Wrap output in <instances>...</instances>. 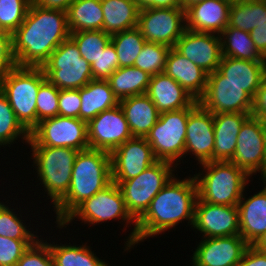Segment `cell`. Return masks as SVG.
I'll return each mask as SVG.
<instances>
[{"label": "cell", "mask_w": 266, "mask_h": 266, "mask_svg": "<svg viewBox=\"0 0 266 266\" xmlns=\"http://www.w3.org/2000/svg\"><path fill=\"white\" fill-rule=\"evenodd\" d=\"M75 0H33V3L45 9H54L67 12Z\"/></svg>", "instance_id": "816d5d0a"}, {"label": "cell", "mask_w": 266, "mask_h": 266, "mask_svg": "<svg viewBox=\"0 0 266 266\" xmlns=\"http://www.w3.org/2000/svg\"><path fill=\"white\" fill-rule=\"evenodd\" d=\"M157 161L145 137H132L111 153L112 181L119 185Z\"/></svg>", "instance_id": "2e32d148"}, {"label": "cell", "mask_w": 266, "mask_h": 266, "mask_svg": "<svg viewBox=\"0 0 266 266\" xmlns=\"http://www.w3.org/2000/svg\"><path fill=\"white\" fill-rule=\"evenodd\" d=\"M190 107L160 113L155 125L145 139L150 144L153 154L158 161L175 163L184 157L185 137Z\"/></svg>", "instance_id": "9c48e42d"}, {"label": "cell", "mask_w": 266, "mask_h": 266, "mask_svg": "<svg viewBox=\"0 0 266 266\" xmlns=\"http://www.w3.org/2000/svg\"><path fill=\"white\" fill-rule=\"evenodd\" d=\"M75 217L89 225L119 218L125 224L127 223L126 227L133 223L134 228L126 239L124 251L130 250L136 244V221L128 213L123 194L118 184L113 181L100 192L79 204L57 227L66 228L65 225H69L72 220H75Z\"/></svg>", "instance_id": "8992f818"}, {"label": "cell", "mask_w": 266, "mask_h": 266, "mask_svg": "<svg viewBox=\"0 0 266 266\" xmlns=\"http://www.w3.org/2000/svg\"><path fill=\"white\" fill-rule=\"evenodd\" d=\"M54 266H108L86 245L49 244ZM110 266V265H109Z\"/></svg>", "instance_id": "836d02e7"}, {"label": "cell", "mask_w": 266, "mask_h": 266, "mask_svg": "<svg viewBox=\"0 0 266 266\" xmlns=\"http://www.w3.org/2000/svg\"><path fill=\"white\" fill-rule=\"evenodd\" d=\"M266 22V6L261 0H246L231 5L227 27L251 32Z\"/></svg>", "instance_id": "d6a6232c"}, {"label": "cell", "mask_w": 266, "mask_h": 266, "mask_svg": "<svg viewBox=\"0 0 266 266\" xmlns=\"http://www.w3.org/2000/svg\"><path fill=\"white\" fill-rule=\"evenodd\" d=\"M198 102L209 112L252 113L253 98L242 87L225 80L217 69L209 73L204 95Z\"/></svg>", "instance_id": "5bb4252c"}, {"label": "cell", "mask_w": 266, "mask_h": 266, "mask_svg": "<svg viewBox=\"0 0 266 266\" xmlns=\"http://www.w3.org/2000/svg\"><path fill=\"white\" fill-rule=\"evenodd\" d=\"M188 178L180 180L173 176L152 199L146 212L136 221L137 245L147 237L175 228L182 220L193 225L197 185L193 176Z\"/></svg>", "instance_id": "7a4b0ae2"}, {"label": "cell", "mask_w": 266, "mask_h": 266, "mask_svg": "<svg viewBox=\"0 0 266 266\" xmlns=\"http://www.w3.org/2000/svg\"><path fill=\"white\" fill-rule=\"evenodd\" d=\"M191 227L202 233L203 238L240 235L238 208L206 203L197 198Z\"/></svg>", "instance_id": "e0dca14e"}, {"label": "cell", "mask_w": 266, "mask_h": 266, "mask_svg": "<svg viewBox=\"0 0 266 266\" xmlns=\"http://www.w3.org/2000/svg\"><path fill=\"white\" fill-rule=\"evenodd\" d=\"M201 1H206V0H182V8L186 10L189 6Z\"/></svg>", "instance_id": "db71d44e"}, {"label": "cell", "mask_w": 266, "mask_h": 266, "mask_svg": "<svg viewBox=\"0 0 266 266\" xmlns=\"http://www.w3.org/2000/svg\"><path fill=\"white\" fill-rule=\"evenodd\" d=\"M250 35L258 52L266 58V22L255 27Z\"/></svg>", "instance_id": "681fc988"}, {"label": "cell", "mask_w": 266, "mask_h": 266, "mask_svg": "<svg viewBox=\"0 0 266 266\" xmlns=\"http://www.w3.org/2000/svg\"><path fill=\"white\" fill-rule=\"evenodd\" d=\"M200 165L205 174L203 171L194 174L198 199L211 204L237 206L251 177L230 161H210Z\"/></svg>", "instance_id": "277c9868"}, {"label": "cell", "mask_w": 266, "mask_h": 266, "mask_svg": "<svg viewBox=\"0 0 266 266\" xmlns=\"http://www.w3.org/2000/svg\"><path fill=\"white\" fill-rule=\"evenodd\" d=\"M81 108L80 119L86 122L99 113L119 105L107 80H91L79 89Z\"/></svg>", "instance_id": "83f0119b"}, {"label": "cell", "mask_w": 266, "mask_h": 266, "mask_svg": "<svg viewBox=\"0 0 266 266\" xmlns=\"http://www.w3.org/2000/svg\"><path fill=\"white\" fill-rule=\"evenodd\" d=\"M38 239H11L0 236V266H16L24 252Z\"/></svg>", "instance_id": "b9f144b4"}, {"label": "cell", "mask_w": 266, "mask_h": 266, "mask_svg": "<svg viewBox=\"0 0 266 266\" xmlns=\"http://www.w3.org/2000/svg\"><path fill=\"white\" fill-rule=\"evenodd\" d=\"M81 99L79 89H62L59 92V115L80 118Z\"/></svg>", "instance_id": "f6af8a7d"}, {"label": "cell", "mask_w": 266, "mask_h": 266, "mask_svg": "<svg viewBox=\"0 0 266 266\" xmlns=\"http://www.w3.org/2000/svg\"><path fill=\"white\" fill-rule=\"evenodd\" d=\"M13 210L0 202V236L11 239H39L34 232L29 231L24 220L18 217Z\"/></svg>", "instance_id": "60d3db41"}, {"label": "cell", "mask_w": 266, "mask_h": 266, "mask_svg": "<svg viewBox=\"0 0 266 266\" xmlns=\"http://www.w3.org/2000/svg\"><path fill=\"white\" fill-rule=\"evenodd\" d=\"M263 3H264V5L266 6V0H261Z\"/></svg>", "instance_id": "680465c9"}, {"label": "cell", "mask_w": 266, "mask_h": 266, "mask_svg": "<svg viewBox=\"0 0 266 266\" xmlns=\"http://www.w3.org/2000/svg\"><path fill=\"white\" fill-rule=\"evenodd\" d=\"M2 32H5L2 28H1V26H0V33H2Z\"/></svg>", "instance_id": "6f0895ef"}, {"label": "cell", "mask_w": 266, "mask_h": 266, "mask_svg": "<svg viewBox=\"0 0 266 266\" xmlns=\"http://www.w3.org/2000/svg\"><path fill=\"white\" fill-rule=\"evenodd\" d=\"M222 56L236 59L266 62L258 52L251 38L250 32L226 27L220 34Z\"/></svg>", "instance_id": "1f68e13d"}, {"label": "cell", "mask_w": 266, "mask_h": 266, "mask_svg": "<svg viewBox=\"0 0 266 266\" xmlns=\"http://www.w3.org/2000/svg\"><path fill=\"white\" fill-rule=\"evenodd\" d=\"M111 182L110 153L92 148L79 151L72 168L68 192L54 207L55 223L61 224L79 204L100 192Z\"/></svg>", "instance_id": "3957f363"}, {"label": "cell", "mask_w": 266, "mask_h": 266, "mask_svg": "<svg viewBox=\"0 0 266 266\" xmlns=\"http://www.w3.org/2000/svg\"><path fill=\"white\" fill-rule=\"evenodd\" d=\"M252 115L262 120L266 119V75L253 99Z\"/></svg>", "instance_id": "c3c4849f"}, {"label": "cell", "mask_w": 266, "mask_h": 266, "mask_svg": "<svg viewBox=\"0 0 266 266\" xmlns=\"http://www.w3.org/2000/svg\"><path fill=\"white\" fill-rule=\"evenodd\" d=\"M70 37L67 13L31 3L23 23L12 34V51L19 67H42Z\"/></svg>", "instance_id": "6da1fadb"}, {"label": "cell", "mask_w": 266, "mask_h": 266, "mask_svg": "<svg viewBox=\"0 0 266 266\" xmlns=\"http://www.w3.org/2000/svg\"><path fill=\"white\" fill-rule=\"evenodd\" d=\"M44 241L40 238L31 245L17 261L16 266H54L49 243Z\"/></svg>", "instance_id": "ee69618b"}, {"label": "cell", "mask_w": 266, "mask_h": 266, "mask_svg": "<svg viewBox=\"0 0 266 266\" xmlns=\"http://www.w3.org/2000/svg\"><path fill=\"white\" fill-rule=\"evenodd\" d=\"M20 137L28 143L30 133L18 121L7 97L0 90V146H11Z\"/></svg>", "instance_id": "d590c367"}, {"label": "cell", "mask_w": 266, "mask_h": 266, "mask_svg": "<svg viewBox=\"0 0 266 266\" xmlns=\"http://www.w3.org/2000/svg\"><path fill=\"white\" fill-rule=\"evenodd\" d=\"M252 113H216L214 119L213 161H231L243 123Z\"/></svg>", "instance_id": "d4e9b609"}, {"label": "cell", "mask_w": 266, "mask_h": 266, "mask_svg": "<svg viewBox=\"0 0 266 266\" xmlns=\"http://www.w3.org/2000/svg\"><path fill=\"white\" fill-rule=\"evenodd\" d=\"M66 13L70 32L103 29L104 13L100 0H75Z\"/></svg>", "instance_id": "4dcf8cb0"}, {"label": "cell", "mask_w": 266, "mask_h": 266, "mask_svg": "<svg viewBox=\"0 0 266 266\" xmlns=\"http://www.w3.org/2000/svg\"><path fill=\"white\" fill-rule=\"evenodd\" d=\"M237 266H266V252L249 245Z\"/></svg>", "instance_id": "7dc6e473"}, {"label": "cell", "mask_w": 266, "mask_h": 266, "mask_svg": "<svg viewBox=\"0 0 266 266\" xmlns=\"http://www.w3.org/2000/svg\"><path fill=\"white\" fill-rule=\"evenodd\" d=\"M33 165L47 197L55 207L67 194L78 150L66 147L31 146Z\"/></svg>", "instance_id": "52a82bcc"}, {"label": "cell", "mask_w": 266, "mask_h": 266, "mask_svg": "<svg viewBox=\"0 0 266 266\" xmlns=\"http://www.w3.org/2000/svg\"><path fill=\"white\" fill-rule=\"evenodd\" d=\"M230 162L251 177L260 172L261 180L266 179V143L261 118L251 115L243 123Z\"/></svg>", "instance_id": "4fadbf2b"}, {"label": "cell", "mask_w": 266, "mask_h": 266, "mask_svg": "<svg viewBox=\"0 0 266 266\" xmlns=\"http://www.w3.org/2000/svg\"><path fill=\"white\" fill-rule=\"evenodd\" d=\"M151 75L135 66L119 67L108 79L114 96L122 99L145 94Z\"/></svg>", "instance_id": "f546056e"}, {"label": "cell", "mask_w": 266, "mask_h": 266, "mask_svg": "<svg viewBox=\"0 0 266 266\" xmlns=\"http://www.w3.org/2000/svg\"><path fill=\"white\" fill-rule=\"evenodd\" d=\"M28 145L85 150L89 148L87 122L60 115L42 120L30 132Z\"/></svg>", "instance_id": "8fae6325"}, {"label": "cell", "mask_w": 266, "mask_h": 266, "mask_svg": "<svg viewBox=\"0 0 266 266\" xmlns=\"http://www.w3.org/2000/svg\"><path fill=\"white\" fill-rule=\"evenodd\" d=\"M262 181V190L247 199L242 194L237 205L240 236L249 245H253L266 232V179Z\"/></svg>", "instance_id": "cb8c5ba5"}, {"label": "cell", "mask_w": 266, "mask_h": 266, "mask_svg": "<svg viewBox=\"0 0 266 266\" xmlns=\"http://www.w3.org/2000/svg\"><path fill=\"white\" fill-rule=\"evenodd\" d=\"M111 42L118 55L119 67L133 66L144 44L147 42L140 30L135 27L130 30L111 35Z\"/></svg>", "instance_id": "e575fe53"}, {"label": "cell", "mask_w": 266, "mask_h": 266, "mask_svg": "<svg viewBox=\"0 0 266 266\" xmlns=\"http://www.w3.org/2000/svg\"><path fill=\"white\" fill-rule=\"evenodd\" d=\"M230 5L223 0H206L185 10L186 29L220 35L228 25Z\"/></svg>", "instance_id": "44dd1931"}, {"label": "cell", "mask_w": 266, "mask_h": 266, "mask_svg": "<svg viewBox=\"0 0 266 266\" xmlns=\"http://www.w3.org/2000/svg\"><path fill=\"white\" fill-rule=\"evenodd\" d=\"M174 165L167 161H157L137 177L122 181L118 185L126 209L135 221L146 212L152 199L175 175Z\"/></svg>", "instance_id": "30bf717a"}, {"label": "cell", "mask_w": 266, "mask_h": 266, "mask_svg": "<svg viewBox=\"0 0 266 266\" xmlns=\"http://www.w3.org/2000/svg\"><path fill=\"white\" fill-rule=\"evenodd\" d=\"M171 48L164 44L146 42L134 65L136 68L154 76L164 72L166 58Z\"/></svg>", "instance_id": "74e56055"}, {"label": "cell", "mask_w": 266, "mask_h": 266, "mask_svg": "<svg viewBox=\"0 0 266 266\" xmlns=\"http://www.w3.org/2000/svg\"><path fill=\"white\" fill-rule=\"evenodd\" d=\"M214 141L213 113L197 101L190 107L184 155L192 153L199 164L213 161Z\"/></svg>", "instance_id": "ac0fdd59"}, {"label": "cell", "mask_w": 266, "mask_h": 266, "mask_svg": "<svg viewBox=\"0 0 266 266\" xmlns=\"http://www.w3.org/2000/svg\"><path fill=\"white\" fill-rule=\"evenodd\" d=\"M249 244L240 236L203 238L192 256V266H237Z\"/></svg>", "instance_id": "ffe728a7"}, {"label": "cell", "mask_w": 266, "mask_h": 266, "mask_svg": "<svg viewBox=\"0 0 266 266\" xmlns=\"http://www.w3.org/2000/svg\"><path fill=\"white\" fill-rule=\"evenodd\" d=\"M218 70L225 80L242 87L253 99L266 75V62L222 56Z\"/></svg>", "instance_id": "484cf974"}, {"label": "cell", "mask_w": 266, "mask_h": 266, "mask_svg": "<svg viewBox=\"0 0 266 266\" xmlns=\"http://www.w3.org/2000/svg\"><path fill=\"white\" fill-rule=\"evenodd\" d=\"M224 2L228 3L230 6L239 4L240 2L246 1V0H223Z\"/></svg>", "instance_id": "11a10c76"}, {"label": "cell", "mask_w": 266, "mask_h": 266, "mask_svg": "<svg viewBox=\"0 0 266 266\" xmlns=\"http://www.w3.org/2000/svg\"><path fill=\"white\" fill-rule=\"evenodd\" d=\"M146 94L159 113L192 107L197 100L164 72L151 76Z\"/></svg>", "instance_id": "7402d4cb"}, {"label": "cell", "mask_w": 266, "mask_h": 266, "mask_svg": "<svg viewBox=\"0 0 266 266\" xmlns=\"http://www.w3.org/2000/svg\"><path fill=\"white\" fill-rule=\"evenodd\" d=\"M132 137L120 105L99 113L87 122L89 148L111 154Z\"/></svg>", "instance_id": "9a60e30c"}, {"label": "cell", "mask_w": 266, "mask_h": 266, "mask_svg": "<svg viewBox=\"0 0 266 266\" xmlns=\"http://www.w3.org/2000/svg\"><path fill=\"white\" fill-rule=\"evenodd\" d=\"M137 28L147 42L174 47L186 29L183 8H144L139 11Z\"/></svg>", "instance_id": "7c38bea8"}, {"label": "cell", "mask_w": 266, "mask_h": 266, "mask_svg": "<svg viewBox=\"0 0 266 266\" xmlns=\"http://www.w3.org/2000/svg\"><path fill=\"white\" fill-rule=\"evenodd\" d=\"M41 68L46 79L59 90L80 89L93 80L91 65L70 37L56 48Z\"/></svg>", "instance_id": "ba28073f"}, {"label": "cell", "mask_w": 266, "mask_h": 266, "mask_svg": "<svg viewBox=\"0 0 266 266\" xmlns=\"http://www.w3.org/2000/svg\"><path fill=\"white\" fill-rule=\"evenodd\" d=\"M139 9L144 8H182V0H135Z\"/></svg>", "instance_id": "f907efd6"}, {"label": "cell", "mask_w": 266, "mask_h": 266, "mask_svg": "<svg viewBox=\"0 0 266 266\" xmlns=\"http://www.w3.org/2000/svg\"><path fill=\"white\" fill-rule=\"evenodd\" d=\"M33 0H0V26L10 34L23 23Z\"/></svg>", "instance_id": "f35d334b"}, {"label": "cell", "mask_w": 266, "mask_h": 266, "mask_svg": "<svg viewBox=\"0 0 266 266\" xmlns=\"http://www.w3.org/2000/svg\"><path fill=\"white\" fill-rule=\"evenodd\" d=\"M104 13L102 31L114 34L137 27L139 7L135 0H100Z\"/></svg>", "instance_id": "f1b7e54d"}, {"label": "cell", "mask_w": 266, "mask_h": 266, "mask_svg": "<svg viewBox=\"0 0 266 266\" xmlns=\"http://www.w3.org/2000/svg\"><path fill=\"white\" fill-rule=\"evenodd\" d=\"M16 66L12 51V34L2 32L0 33V79Z\"/></svg>", "instance_id": "bcb514c9"}, {"label": "cell", "mask_w": 266, "mask_h": 266, "mask_svg": "<svg viewBox=\"0 0 266 266\" xmlns=\"http://www.w3.org/2000/svg\"><path fill=\"white\" fill-rule=\"evenodd\" d=\"M174 48L208 74L215 72L221 62V38L218 34L185 29Z\"/></svg>", "instance_id": "d6986e66"}, {"label": "cell", "mask_w": 266, "mask_h": 266, "mask_svg": "<svg viewBox=\"0 0 266 266\" xmlns=\"http://www.w3.org/2000/svg\"><path fill=\"white\" fill-rule=\"evenodd\" d=\"M253 246L266 252V232L253 244Z\"/></svg>", "instance_id": "f5cc1de1"}, {"label": "cell", "mask_w": 266, "mask_h": 266, "mask_svg": "<svg viewBox=\"0 0 266 266\" xmlns=\"http://www.w3.org/2000/svg\"><path fill=\"white\" fill-rule=\"evenodd\" d=\"M164 73L178 82L197 101L206 91L208 73L174 47L168 52Z\"/></svg>", "instance_id": "603a6c76"}, {"label": "cell", "mask_w": 266, "mask_h": 266, "mask_svg": "<svg viewBox=\"0 0 266 266\" xmlns=\"http://www.w3.org/2000/svg\"><path fill=\"white\" fill-rule=\"evenodd\" d=\"M46 80L41 67H19L0 79V90L7 97L18 121L30 133L36 127V99Z\"/></svg>", "instance_id": "5b68a950"}, {"label": "cell", "mask_w": 266, "mask_h": 266, "mask_svg": "<svg viewBox=\"0 0 266 266\" xmlns=\"http://www.w3.org/2000/svg\"><path fill=\"white\" fill-rule=\"evenodd\" d=\"M81 56L91 65L111 41V34L102 30L70 32Z\"/></svg>", "instance_id": "8d00e7d4"}, {"label": "cell", "mask_w": 266, "mask_h": 266, "mask_svg": "<svg viewBox=\"0 0 266 266\" xmlns=\"http://www.w3.org/2000/svg\"><path fill=\"white\" fill-rule=\"evenodd\" d=\"M262 127H263V130H264L265 143H266V119L262 120Z\"/></svg>", "instance_id": "9f6ffc18"}, {"label": "cell", "mask_w": 266, "mask_h": 266, "mask_svg": "<svg viewBox=\"0 0 266 266\" xmlns=\"http://www.w3.org/2000/svg\"><path fill=\"white\" fill-rule=\"evenodd\" d=\"M119 105L133 137H146L160 115L146 93L122 99Z\"/></svg>", "instance_id": "4316f807"}, {"label": "cell", "mask_w": 266, "mask_h": 266, "mask_svg": "<svg viewBox=\"0 0 266 266\" xmlns=\"http://www.w3.org/2000/svg\"><path fill=\"white\" fill-rule=\"evenodd\" d=\"M59 92L47 79L40 85L36 99V126L42 120L59 115Z\"/></svg>", "instance_id": "ab89813d"}, {"label": "cell", "mask_w": 266, "mask_h": 266, "mask_svg": "<svg viewBox=\"0 0 266 266\" xmlns=\"http://www.w3.org/2000/svg\"><path fill=\"white\" fill-rule=\"evenodd\" d=\"M119 68L118 55L110 41L101 51L96 61L91 64V72L94 80H107Z\"/></svg>", "instance_id": "7bdbcfd3"}]
</instances>
